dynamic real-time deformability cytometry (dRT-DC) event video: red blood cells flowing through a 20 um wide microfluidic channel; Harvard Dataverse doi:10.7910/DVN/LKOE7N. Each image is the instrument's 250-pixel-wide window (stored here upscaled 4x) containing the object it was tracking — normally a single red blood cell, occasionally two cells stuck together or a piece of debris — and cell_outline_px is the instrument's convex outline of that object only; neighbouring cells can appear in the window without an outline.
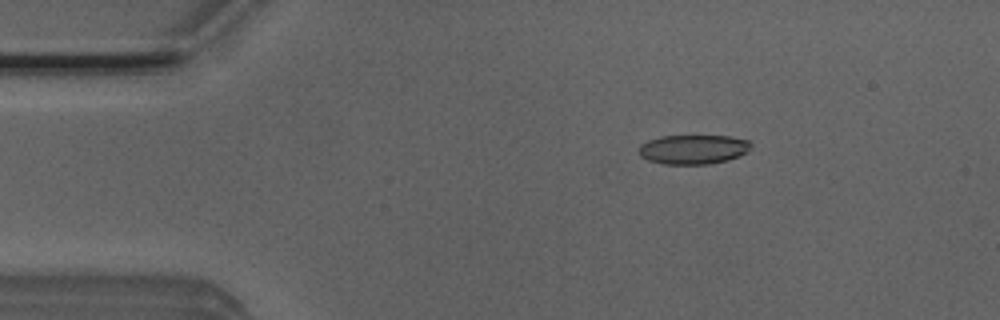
{"species": "Egyptian fruit bat (a non-hibernating species)", "species_latin": "Rousettus aegyptiacus", "temperature_condition": "room temperature", "stored_images_in_passage": 5, "camera_frame_rate_fps": 3000, "um_per_image_px": 0.085, "animal": {"sex": "male"}, "frame": {"image": 1, "passage_image": 3, "time_ms": 0.667, "image_size_px": [1000, 320], "cell_outline_px": [[752, 144], [740, 156], [728, 160], [708, 164], [664, 164], [648, 160], [640, 156], [636, 152], [636, 148], [640, 144], [648, 140], [660, 136], [728, 136], [748, 140]], "centroid_in_image_um": [58.85, 12.7], "position_along_channel_um": 26.2, "area_um2": 19.31}}